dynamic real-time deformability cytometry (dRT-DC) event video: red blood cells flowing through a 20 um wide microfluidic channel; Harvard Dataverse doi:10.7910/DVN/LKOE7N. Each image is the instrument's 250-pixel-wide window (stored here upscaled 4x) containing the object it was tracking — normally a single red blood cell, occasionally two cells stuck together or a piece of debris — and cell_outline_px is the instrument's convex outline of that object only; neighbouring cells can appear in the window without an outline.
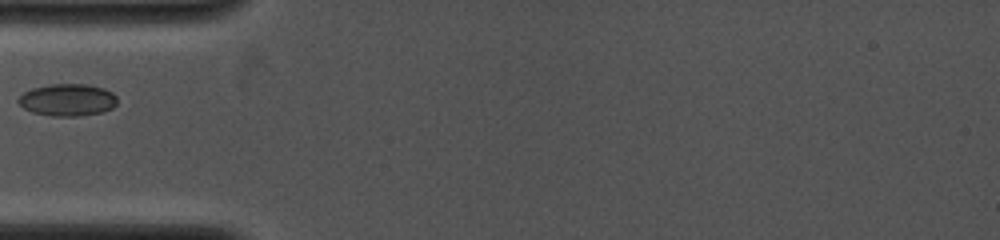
{"species": "common noctule bat (a hibernating species)", "species_latin": "Nyctalus noctula", "temperature_condition": "cold", "stored_images_in_passage": 20, "camera_frame_rate_fps": 4000, "um_per_image_px": 0.085, "animal": {"sex": "female", "body_mass_g": 19.0, "forearm_length_mm": 53.3}, "frame": {"image": 1, "passage_image": 1, "time_ms": 0.0, "image_size_px": [1000, 240], "cell_outline_px": [[116, 104], [112, 108], [100, 112], [76, 116], [52, 116], [32, 112], [24, 108], [16, 100], [24, 92], [32, 88], [52, 84], [84, 84], [104, 88], [112, 92], [116, 96]], "centroid_in_image_um": [5.73, 8.49], "position_along_channel_um": 79.3, "area_um2": 18.38}}